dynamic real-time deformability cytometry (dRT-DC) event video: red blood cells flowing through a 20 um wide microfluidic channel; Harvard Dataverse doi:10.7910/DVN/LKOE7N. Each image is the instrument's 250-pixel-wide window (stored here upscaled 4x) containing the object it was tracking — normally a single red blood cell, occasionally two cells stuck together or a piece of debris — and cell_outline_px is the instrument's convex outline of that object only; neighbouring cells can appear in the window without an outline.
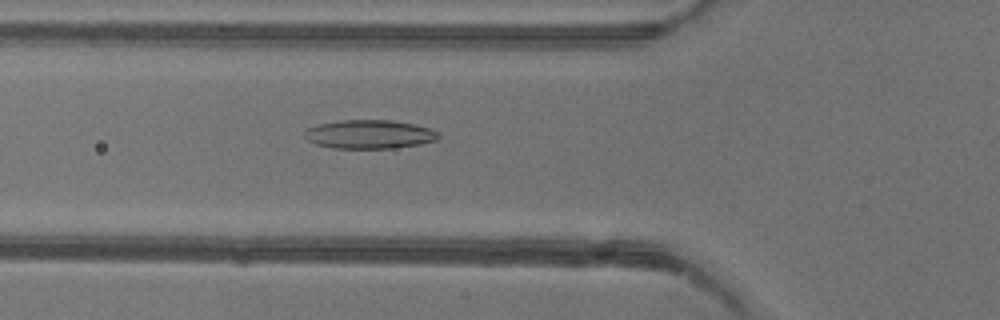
{"species": "common noctule bat (a hibernating species)", "species_latin": "Nyctalus noctula", "temperature_condition": "warm", "stored_images_in_passage": 52, "camera_frame_rate_fps": 3000, "um_per_image_px": 0.085, "animal": {"sex": "female"}, "frame": {"image": 1, "passage_image": 18, "time_ms": 5.667, "image_size_px": [1000, 320], "cell_outline_px": [[440, 136], [436, 140], [420, 144], [392, 148], [336, 148], [316, 144], [308, 140], [304, 136], [304, 132], [308, 128], [320, 124], [340, 120], [392, 120], [412, 124], [428, 128], [436, 132]], "centroid_in_image_um": [31.38, 11.41], "position_along_channel_um": 94.4, "area_um2": 22.14}}
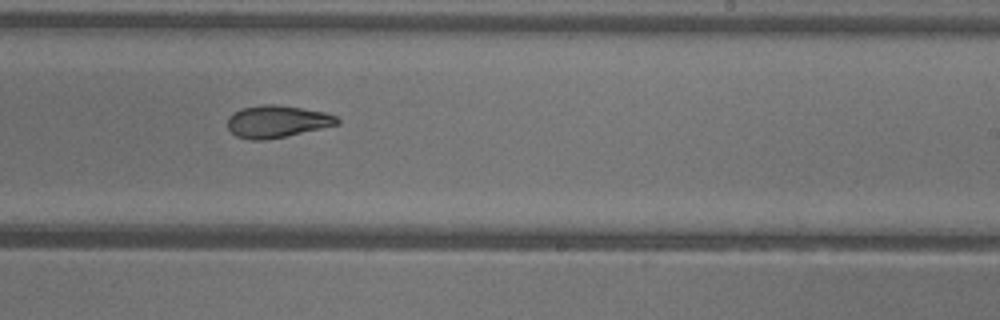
{"frame": {"image": 2, "passage_image": 31, "time_ms": 10.0, "image_size_px": [1000, 320], "cell_outline_px": [[340, 124], [284, 136], [264, 140], [248, 140], [236, 136], [228, 128], [228, 116], [240, 108], [260, 104], [276, 104], [324, 112], [336, 116], [340, 120]], "centroid_in_image_um": [23.51, 10.32], "position_along_channel_um": 265.5, "area_um2": 20.52}}
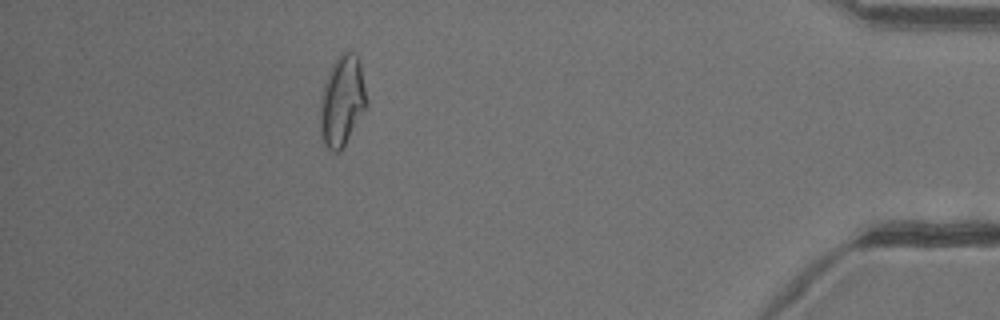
{"frame": {"image": 3, "passage_image": 46, "time_ms": 15.0, "image_size_px": [1000, 320], "cell_outline_px": [[368, 104], [344, 148], [340, 152], [332, 152], [324, 144], [320, 136], [320, 100], [324, 84], [328, 72], [332, 64], [340, 52], [352, 52], [356, 56], [360, 64], [368, 100]], "centroid_in_image_um": [29.07, 8.62], "position_along_channel_um": 406.1, "area_um2": 24.8}, "authors_computed_cell_mechanics": {"area_um2": 22.3397, "velocity_mm_per_s": 3.936, "shape_relaxation_time_tau1_ms": 10.0241, "shape_relaxation_time_tau2_ms": 3.0499, "deformation_change_tau1": 0.2382, "deformation_change_tau2": 0.0919}}